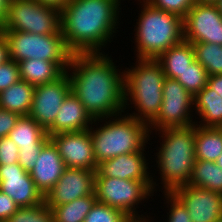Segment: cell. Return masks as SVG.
I'll return each instance as SVG.
<instances>
[{"label":"cell","mask_w":222,"mask_h":222,"mask_svg":"<svg viewBox=\"0 0 222 222\" xmlns=\"http://www.w3.org/2000/svg\"><path fill=\"white\" fill-rule=\"evenodd\" d=\"M216 222H222V218L218 219Z\"/></svg>","instance_id":"47"},{"label":"cell","mask_w":222,"mask_h":222,"mask_svg":"<svg viewBox=\"0 0 222 222\" xmlns=\"http://www.w3.org/2000/svg\"><path fill=\"white\" fill-rule=\"evenodd\" d=\"M9 45L11 60L42 59L56 63L64 72L69 67L72 53L68 50L62 31L39 35L24 31L1 30Z\"/></svg>","instance_id":"7"},{"label":"cell","mask_w":222,"mask_h":222,"mask_svg":"<svg viewBox=\"0 0 222 222\" xmlns=\"http://www.w3.org/2000/svg\"><path fill=\"white\" fill-rule=\"evenodd\" d=\"M184 40L222 45V14L216 4L195 3L183 18Z\"/></svg>","instance_id":"11"},{"label":"cell","mask_w":222,"mask_h":222,"mask_svg":"<svg viewBox=\"0 0 222 222\" xmlns=\"http://www.w3.org/2000/svg\"><path fill=\"white\" fill-rule=\"evenodd\" d=\"M153 7L184 18L196 0H146Z\"/></svg>","instance_id":"33"},{"label":"cell","mask_w":222,"mask_h":222,"mask_svg":"<svg viewBox=\"0 0 222 222\" xmlns=\"http://www.w3.org/2000/svg\"><path fill=\"white\" fill-rule=\"evenodd\" d=\"M0 190L8 195L19 208L33 207L44 202L30 173L19 163L0 165Z\"/></svg>","instance_id":"16"},{"label":"cell","mask_w":222,"mask_h":222,"mask_svg":"<svg viewBox=\"0 0 222 222\" xmlns=\"http://www.w3.org/2000/svg\"><path fill=\"white\" fill-rule=\"evenodd\" d=\"M20 78L33 86L53 82L65 72L54 62L42 59H26L17 62Z\"/></svg>","instance_id":"23"},{"label":"cell","mask_w":222,"mask_h":222,"mask_svg":"<svg viewBox=\"0 0 222 222\" xmlns=\"http://www.w3.org/2000/svg\"><path fill=\"white\" fill-rule=\"evenodd\" d=\"M66 169L57 147L49 140L41 149L30 176L45 197L61 178Z\"/></svg>","instance_id":"18"},{"label":"cell","mask_w":222,"mask_h":222,"mask_svg":"<svg viewBox=\"0 0 222 222\" xmlns=\"http://www.w3.org/2000/svg\"><path fill=\"white\" fill-rule=\"evenodd\" d=\"M89 131L97 164L121 154L140 151L150 138L148 125L125 113L94 119Z\"/></svg>","instance_id":"6"},{"label":"cell","mask_w":222,"mask_h":222,"mask_svg":"<svg viewBox=\"0 0 222 222\" xmlns=\"http://www.w3.org/2000/svg\"><path fill=\"white\" fill-rule=\"evenodd\" d=\"M70 91L71 87L67 72L53 82L35 86L28 116L47 130L54 123L58 111Z\"/></svg>","instance_id":"13"},{"label":"cell","mask_w":222,"mask_h":222,"mask_svg":"<svg viewBox=\"0 0 222 222\" xmlns=\"http://www.w3.org/2000/svg\"><path fill=\"white\" fill-rule=\"evenodd\" d=\"M18 209L13 199L0 190V222H6Z\"/></svg>","instance_id":"38"},{"label":"cell","mask_w":222,"mask_h":222,"mask_svg":"<svg viewBox=\"0 0 222 222\" xmlns=\"http://www.w3.org/2000/svg\"><path fill=\"white\" fill-rule=\"evenodd\" d=\"M161 197L164 202L163 210L167 213L166 218L161 220L162 222H192L189 213L187 212L186 207L182 204V202L172 193V192H162ZM168 208V209H167Z\"/></svg>","instance_id":"32"},{"label":"cell","mask_w":222,"mask_h":222,"mask_svg":"<svg viewBox=\"0 0 222 222\" xmlns=\"http://www.w3.org/2000/svg\"><path fill=\"white\" fill-rule=\"evenodd\" d=\"M97 199L95 194L53 207V222H84Z\"/></svg>","instance_id":"27"},{"label":"cell","mask_w":222,"mask_h":222,"mask_svg":"<svg viewBox=\"0 0 222 222\" xmlns=\"http://www.w3.org/2000/svg\"><path fill=\"white\" fill-rule=\"evenodd\" d=\"M222 153V127L195 124V160L215 162Z\"/></svg>","instance_id":"24"},{"label":"cell","mask_w":222,"mask_h":222,"mask_svg":"<svg viewBox=\"0 0 222 222\" xmlns=\"http://www.w3.org/2000/svg\"><path fill=\"white\" fill-rule=\"evenodd\" d=\"M94 119L86 111L85 106L70 91L65 97L54 123L46 130L47 134L55 135L64 132H76L89 129Z\"/></svg>","instance_id":"19"},{"label":"cell","mask_w":222,"mask_h":222,"mask_svg":"<svg viewBox=\"0 0 222 222\" xmlns=\"http://www.w3.org/2000/svg\"><path fill=\"white\" fill-rule=\"evenodd\" d=\"M172 193L186 207L192 222H216L222 218V195L191 185L177 187Z\"/></svg>","instance_id":"17"},{"label":"cell","mask_w":222,"mask_h":222,"mask_svg":"<svg viewBox=\"0 0 222 222\" xmlns=\"http://www.w3.org/2000/svg\"><path fill=\"white\" fill-rule=\"evenodd\" d=\"M195 60L207 71L208 76L222 74V45L214 43H192Z\"/></svg>","instance_id":"28"},{"label":"cell","mask_w":222,"mask_h":222,"mask_svg":"<svg viewBox=\"0 0 222 222\" xmlns=\"http://www.w3.org/2000/svg\"><path fill=\"white\" fill-rule=\"evenodd\" d=\"M124 1L72 0L67 4L61 10V31L68 50L72 54L107 52L121 28Z\"/></svg>","instance_id":"2"},{"label":"cell","mask_w":222,"mask_h":222,"mask_svg":"<svg viewBox=\"0 0 222 222\" xmlns=\"http://www.w3.org/2000/svg\"><path fill=\"white\" fill-rule=\"evenodd\" d=\"M137 1L138 19L134 26V61L156 59L171 46L184 40L183 18L153 7L146 0ZM140 2V3H139ZM141 7V8H140Z\"/></svg>","instance_id":"5"},{"label":"cell","mask_w":222,"mask_h":222,"mask_svg":"<svg viewBox=\"0 0 222 222\" xmlns=\"http://www.w3.org/2000/svg\"><path fill=\"white\" fill-rule=\"evenodd\" d=\"M20 115L0 108V138L8 136Z\"/></svg>","instance_id":"37"},{"label":"cell","mask_w":222,"mask_h":222,"mask_svg":"<svg viewBox=\"0 0 222 222\" xmlns=\"http://www.w3.org/2000/svg\"><path fill=\"white\" fill-rule=\"evenodd\" d=\"M207 85L222 97V74L208 76Z\"/></svg>","instance_id":"40"},{"label":"cell","mask_w":222,"mask_h":222,"mask_svg":"<svg viewBox=\"0 0 222 222\" xmlns=\"http://www.w3.org/2000/svg\"><path fill=\"white\" fill-rule=\"evenodd\" d=\"M155 216L156 214L154 213V218L152 215H148L146 217H133V218H129L127 222H155L157 220Z\"/></svg>","instance_id":"43"},{"label":"cell","mask_w":222,"mask_h":222,"mask_svg":"<svg viewBox=\"0 0 222 222\" xmlns=\"http://www.w3.org/2000/svg\"><path fill=\"white\" fill-rule=\"evenodd\" d=\"M6 222H53V213L44 201L33 207L19 208Z\"/></svg>","instance_id":"30"},{"label":"cell","mask_w":222,"mask_h":222,"mask_svg":"<svg viewBox=\"0 0 222 222\" xmlns=\"http://www.w3.org/2000/svg\"><path fill=\"white\" fill-rule=\"evenodd\" d=\"M0 30L55 34L61 30V11L34 0H10L6 20Z\"/></svg>","instance_id":"9"},{"label":"cell","mask_w":222,"mask_h":222,"mask_svg":"<svg viewBox=\"0 0 222 222\" xmlns=\"http://www.w3.org/2000/svg\"><path fill=\"white\" fill-rule=\"evenodd\" d=\"M215 163L222 169V153L216 159Z\"/></svg>","instance_id":"45"},{"label":"cell","mask_w":222,"mask_h":222,"mask_svg":"<svg viewBox=\"0 0 222 222\" xmlns=\"http://www.w3.org/2000/svg\"><path fill=\"white\" fill-rule=\"evenodd\" d=\"M194 59L195 52L192 43L182 40L155 60L162 66L165 77L177 79Z\"/></svg>","instance_id":"21"},{"label":"cell","mask_w":222,"mask_h":222,"mask_svg":"<svg viewBox=\"0 0 222 222\" xmlns=\"http://www.w3.org/2000/svg\"><path fill=\"white\" fill-rule=\"evenodd\" d=\"M49 140L50 136L48 135L37 147L19 148L18 163L25 171L29 173L32 171L41 149Z\"/></svg>","instance_id":"35"},{"label":"cell","mask_w":222,"mask_h":222,"mask_svg":"<svg viewBox=\"0 0 222 222\" xmlns=\"http://www.w3.org/2000/svg\"><path fill=\"white\" fill-rule=\"evenodd\" d=\"M109 54V50L72 54L66 70L71 91L93 119L124 113L123 64L116 65L117 60Z\"/></svg>","instance_id":"1"},{"label":"cell","mask_w":222,"mask_h":222,"mask_svg":"<svg viewBox=\"0 0 222 222\" xmlns=\"http://www.w3.org/2000/svg\"><path fill=\"white\" fill-rule=\"evenodd\" d=\"M188 185L222 195V169L215 162L195 160Z\"/></svg>","instance_id":"26"},{"label":"cell","mask_w":222,"mask_h":222,"mask_svg":"<svg viewBox=\"0 0 222 222\" xmlns=\"http://www.w3.org/2000/svg\"><path fill=\"white\" fill-rule=\"evenodd\" d=\"M95 171L66 167L61 178L44 197L46 205L55 206L72 202L94 193Z\"/></svg>","instance_id":"15"},{"label":"cell","mask_w":222,"mask_h":222,"mask_svg":"<svg viewBox=\"0 0 222 222\" xmlns=\"http://www.w3.org/2000/svg\"><path fill=\"white\" fill-rule=\"evenodd\" d=\"M135 60L124 69V113L149 125L160 111L166 77L156 60Z\"/></svg>","instance_id":"4"},{"label":"cell","mask_w":222,"mask_h":222,"mask_svg":"<svg viewBox=\"0 0 222 222\" xmlns=\"http://www.w3.org/2000/svg\"><path fill=\"white\" fill-rule=\"evenodd\" d=\"M193 101L197 126L222 127V97L212 88L206 85L194 96Z\"/></svg>","instance_id":"20"},{"label":"cell","mask_w":222,"mask_h":222,"mask_svg":"<svg viewBox=\"0 0 222 222\" xmlns=\"http://www.w3.org/2000/svg\"><path fill=\"white\" fill-rule=\"evenodd\" d=\"M20 79L19 66L16 61L10 59L0 65V92L6 90Z\"/></svg>","instance_id":"34"},{"label":"cell","mask_w":222,"mask_h":222,"mask_svg":"<svg viewBox=\"0 0 222 222\" xmlns=\"http://www.w3.org/2000/svg\"><path fill=\"white\" fill-rule=\"evenodd\" d=\"M35 86L20 79L6 90L0 92V108L18 113L20 116H28Z\"/></svg>","instance_id":"22"},{"label":"cell","mask_w":222,"mask_h":222,"mask_svg":"<svg viewBox=\"0 0 222 222\" xmlns=\"http://www.w3.org/2000/svg\"><path fill=\"white\" fill-rule=\"evenodd\" d=\"M176 80L195 96L207 85L208 74L205 68L194 59Z\"/></svg>","instance_id":"29"},{"label":"cell","mask_w":222,"mask_h":222,"mask_svg":"<svg viewBox=\"0 0 222 222\" xmlns=\"http://www.w3.org/2000/svg\"><path fill=\"white\" fill-rule=\"evenodd\" d=\"M129 218L123 211L96 201L84 222H127Z\"/></svg>","instance_id":"31"},{"label":"cell","mask_w":222,"mask_h":222,"mask_svg":"<svg viewBox=\"0 0 222 222\" xmlns=\"http://www.w3.org/2000/svg\"><path fill=\"white\" fill-rule=\"evenodd\" d=\"M34 1L38 2L39 4L50 6L61 11L72 0H34Z\"/></svg>","instance_id":"41"},{"label":"cell","mask_w":222,"mask_h":222,"mask_svg":"<svg viewBox=\"0 0 222 222\" xmlns=\"http://www.w3.org/2000/svg\"><path fill=\"white\" fill-rule=\"evenodd\" d=\"M10 60L8 41L0 30V65Z\"/></svg>","instance_id":"39"},{"label":"cell","mask_w":222,"mask_h":222,"mask_svg":"<svg viewBox=\"0 0 222 222\" xmlns=\"http://www.w3.org/2000/svg\"><path fill=\"white\" fill-rule=\"evenodd\" d=\"M66 167L96 171L93 143L89 129L50 135Z\"/></svg>","instance_id":"14"},{"label":"cell","mask_w":222,"mask_h":222,"mask_svg":"<svg viewBox=\"0 0 222 222\" xmlns=\"http://www.w3.org/2000/svg\"><path fill=\"white\" fill-rule=\"evenodd\" d=\"M215 4L217 5L219 12L222 14V0H218Z\"/></svg>","instance_id":"46"},{"label":"cell","mask_w":222,"mask_h":222,"mask_svg":"<svg viewBox=\"0 0 222 222\" xmlns=\"http://www.w3.org/2000/svg\"><path fill=\"white\" fill-rule=\"evenodd\" d=\"M152 144V139L149 138L148 145L146 144L140 151L121 154L100 162L95 171V177L144 181L153 190L151 166L149 165L152 164L149 161L152 156L149 157L150 154L147 155L146 152L147 147Z\"/></svg>","instance_id":"12"},{"label":"cell","mask_w":222,"mask_h":222,"mask_svg":"<svg viewBox=\"0 0 222 222\" xmlns=\"http://www.w3.org/2000/svg\"><path fill=\"white\" fill-rule=\"evenodd\" d=\"M218 0H196V3H210L215 4Z\"/></svg>","instance_id":"44"},{"label":"cell","mask_w":222,"mask_h":222,"mask_svg":"<svg viewBox=\"0 0 222 222\" xmlns=\"http://www.w3.org/2000/svg\"><path fill=\"white\" fill-rule=\"evenodd\" d=\"M19 150L9 136L0 138V165L18 163Z\"/></svg>","instance_id":"36"},{"label":"cell","mask_w":222,"mask_h":222,"mask_svg":"<svg viewBox=\"0 0 222 222\" xmlns=\"http://www.w3.org/2000/svg\"><path fill=\"white\" fill-rule=\"evenodd\" d=\"M150 135L152 139L153 135L160 137L157 140L160 146L154 148L157 151L154 153L155 160H151V163L155 162L151 168L154 166L156 169H152L158 171L156 176L157 172L151 170L153 191L172 192L177 187L188 185L195 163V125L164 128Z\"/></svg>","instance_id":"3"},{"label":"cell","mask_w":222,"mask_h":222,"mask_svg":"<svg viewBox=\"0 0 222 222\" xmlns=\"http://www.w3.org/2000/svg\"><path fill=\"white\" fill-rule=\"evenodd\" d=\"M94 194L98 202L117 208L130 218L150 215V211L142 214L140 206L145 208L148 199L151 197L150 201H153L155 196L154 191L144 181L110 177H95Z\"/></svg>","instance_id":"8"},{"label":"cell","mask_w":222,"mask_h":222,"mask_svg":"<svg viewBox=\"0 0 222 222\" xmlns=\"http://www.w3.org/2000/svg\"><path fill=\"white\" fill-rule=\"evenodd\" d=\"M21 148L37 147L47 136L43 129L30 116H20L8 135Z\"/></svg>","instance_id":"25"},{"label":"cell","mask_w":222,"mask_h":222,"mask_svg":"<svg viewBox=\"0 0 222 222\" xmlns=\"http://www.w3.org/2000/svg\"><path fill=\"white\" fill-rule=\"evenodd\" d=\"M9 2L10 0H0V28L6 20Z\"/></svg>","instance_id":"42"},{"label":"cell","mask_w":222,"mask_h":222,"mask_svg":"<svg viewBox=\"0 0 222 222\" xmlns=\"http://www.w3.org/2000/svg\"><path fill=\"white\" fill-rule=\"evenodd\" d=\"M162 97L160 111L148 125L150 133L164 128L195 125L194 96L181 83L176 79L166 77Z\"/></svg>","instance_id":"10"}]
</instances>
